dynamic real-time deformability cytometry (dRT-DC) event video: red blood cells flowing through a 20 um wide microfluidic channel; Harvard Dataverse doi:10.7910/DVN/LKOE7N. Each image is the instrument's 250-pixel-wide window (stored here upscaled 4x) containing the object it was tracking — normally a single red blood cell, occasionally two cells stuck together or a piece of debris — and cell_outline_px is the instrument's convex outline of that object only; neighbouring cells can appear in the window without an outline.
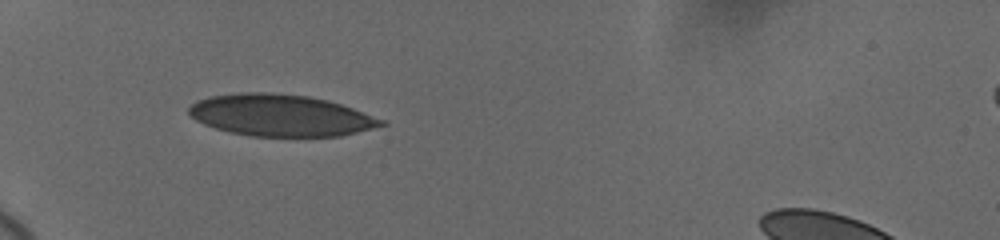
{"species": "human", "species_latin": "Homo sapiens", "temperature_condition": "cold", "stored_images_in_passage": 7, "camera_frame_rate_fps": 3000, "um_per_image_px": 0.085, "donor": {"sex": "female"}, "frame": {"image": 1, "passage_image": 1, "time_ms": 0.0, "image_size_px": [1000, 240], "cell_outline_px": [[388, 124], [340, 136], [248, 136], [228, 132], [204, 124], [196, 120], [188, 112], [188, 108], [196, 100], [212, 96], [240, 92], [272, 92], [308, 96], [328, 100], [352, 108], [384, 120]], "centroid_in_image_um": [23.82, 9.8], "position_along_channel_um": 61.2, "area_um2": 46.64}}